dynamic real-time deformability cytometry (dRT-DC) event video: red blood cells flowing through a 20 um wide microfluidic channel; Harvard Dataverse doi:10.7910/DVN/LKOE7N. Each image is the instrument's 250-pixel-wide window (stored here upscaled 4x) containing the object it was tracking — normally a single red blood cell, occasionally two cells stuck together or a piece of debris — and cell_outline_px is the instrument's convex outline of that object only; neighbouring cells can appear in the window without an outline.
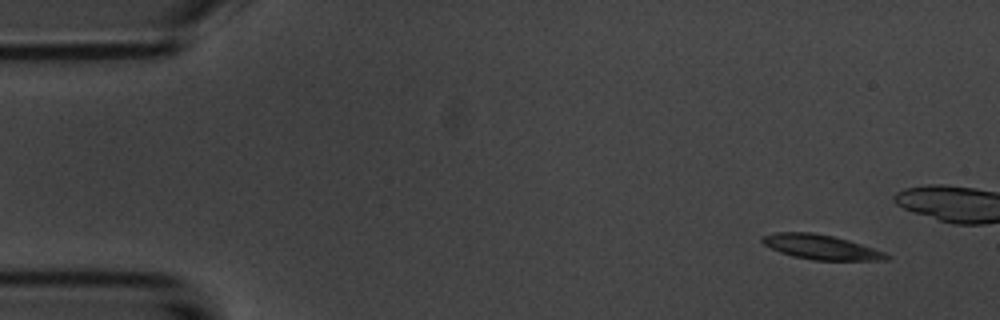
{"species": "common noctule bat (a hibernating species)", "species_latin": "Nyctalus noctula", "temperature_condition": "room temperature", "stored_images_in_passage": 5, "camera_frame_rate_fps": 3000, "um_per_image_px": 0.085, "animal": {"sex": "male", "body_mass_g": 20.1, "forearm_length_mm": 53.5}, "frame": {"image": 1, "passage_image": 1, "time_ms": 0.0, "image_size_px": [1000, 320], "cell_outline_px": [[892, 256], [888, 260], [812, 260], [792, 256], [780, 252], [764, 244], [760, 240], [760, 236], [776, 232], [812, 232], [832, 236], [848, 240], [884, 252]], "centroid_in_image_um": [69.75, 21.0], "position_along_channel_um": 15.2, "area_um2": 17.8}}